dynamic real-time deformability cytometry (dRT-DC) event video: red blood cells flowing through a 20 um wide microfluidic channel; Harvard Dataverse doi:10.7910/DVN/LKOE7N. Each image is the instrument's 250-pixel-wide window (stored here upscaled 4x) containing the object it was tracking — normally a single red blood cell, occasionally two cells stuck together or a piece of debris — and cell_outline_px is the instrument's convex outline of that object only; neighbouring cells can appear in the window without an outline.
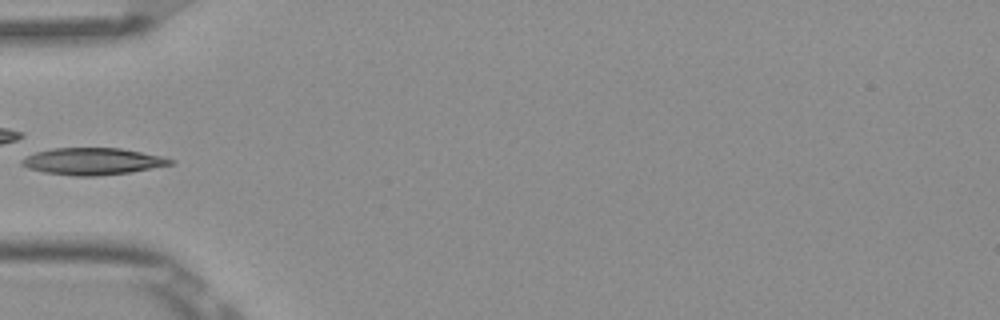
{"species": "Egyptian fruit bat (a non-hibernating species)", "species_latin": "Rousettus aegyptiacus", "temperature_condition": "room temperature", "stored_images_in_passage": 4, "camera_frame_rate_fps": 3000, "um_per_image_px": 0.085, "frame": {"image": 1, "passage_image": 4, "time_ms": 1.0, "image_size_px": [1000, 320], "cell_outline_px": [[176, 160], [172, 164], [132, 172], [96, 176], [76, 176], [44, 172], [28, 168], [20, 164], [20, 160], [36, 152], [52, 148], [120, 148], [160, 156]], "centroid_in_image_um": [7.86, 13.71], "position_along_channel_um": 77.1, "area_um2": 23.12}}